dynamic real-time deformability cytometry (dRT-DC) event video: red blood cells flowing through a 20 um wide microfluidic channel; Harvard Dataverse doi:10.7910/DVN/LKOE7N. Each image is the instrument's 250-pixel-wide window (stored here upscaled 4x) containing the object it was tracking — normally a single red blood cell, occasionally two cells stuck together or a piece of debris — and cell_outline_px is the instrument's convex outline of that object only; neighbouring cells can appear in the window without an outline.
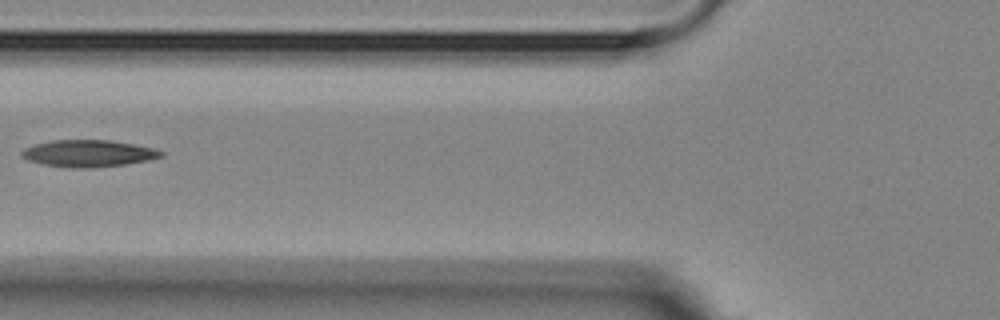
{"species": "Egyptian fruit bat (a non-hibernating species)", "species_latin": "Rousettus aegyptiacus", "temperature_condition": "room temperature", "stored_images_in_passage": 3, "camera_frame_rate_fps": 3000, "um_per_image_px": 0.085, "animal": {"sex": "female"}, "frame": {"image": 1, "passage_image": 3, "time_ms": 2.333, "image_size_px": [1000, 320], "cell_outline_px": [[164, 156], [148, 160], [124, 164], [88, 168], [72, 168], [44, 164], [28, 160], [20, 156], [20, 152], [24, 148], [36, 144], [52, 140], [112, 140], [152, 148], [164, 152]], "centroid_in_image_um": [7.49, 13.03], "position_along_channel_um": 118.3, "area_um2": 21.68}}